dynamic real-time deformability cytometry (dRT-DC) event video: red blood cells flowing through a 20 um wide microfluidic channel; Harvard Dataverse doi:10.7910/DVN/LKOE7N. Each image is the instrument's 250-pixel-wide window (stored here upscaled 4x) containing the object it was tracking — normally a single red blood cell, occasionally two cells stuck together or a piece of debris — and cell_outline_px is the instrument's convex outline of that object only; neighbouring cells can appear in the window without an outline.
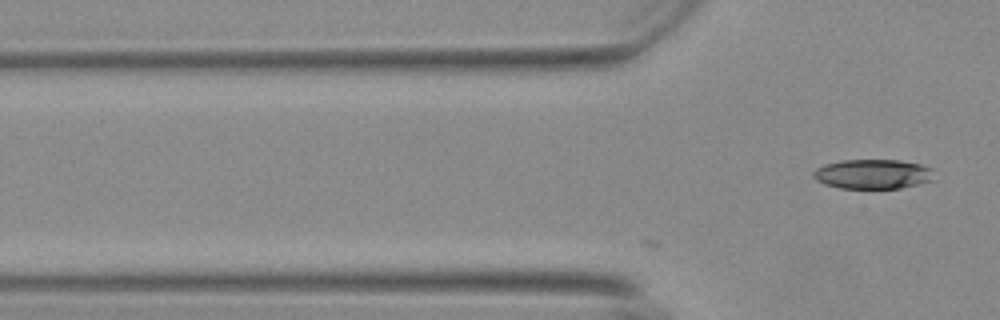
{"species": "Egyptian fruit bat (a non-hibernating species)", "species_latin": "Rousettus aegyptiacus", "temperature_condition": "warm", "stored_images_in_passage": 8, "camera_frame_rate_fps": 3000, "um_per_image_px": 0.085, "animal": {"sex": "female"}, "frame": {"image": 1, "passage_image": 8, "time_ms": 2.333, "image_size_px": [1000, 320], "cell_outline_px": [[932, 180], [900, 188], [840, 188], [824, 184], [816, 180], [812, 176], [812, 172], [816, 168], [824, 164], [840, 160], [900, 160], [920, 164], [932, 168]], "centroid_in_image_um": [74.14, 14.79], "position_along_channel_um": 51.7, "area_um2": 20.81}}